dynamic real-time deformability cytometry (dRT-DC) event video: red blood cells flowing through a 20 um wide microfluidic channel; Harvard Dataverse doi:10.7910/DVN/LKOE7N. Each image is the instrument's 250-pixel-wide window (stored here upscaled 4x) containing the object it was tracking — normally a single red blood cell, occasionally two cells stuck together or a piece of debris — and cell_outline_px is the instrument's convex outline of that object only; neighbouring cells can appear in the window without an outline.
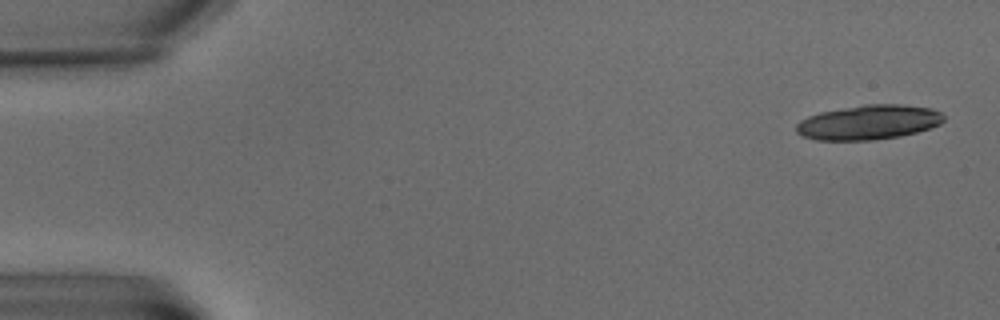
{"species": "common noctule bat (a hibernating species)", "species_latin": "Nyctalus noctula", "temperature_condition": "warm", "stored_images_in_passage": 6, "camera_frame_rate_fps": 3000, "um_per_image_px": 0.085, "animal": {"sex": "male", "body_mass_g": 15.6}, "frame": {"image": 1, "passage_image": 1, "time_ms": 0.0, "image_size_px": [1000, 320], "cell_outline_px": [[944, 120], [940, 124], [916, 132], [900, 136], [872, 140], [816, 140], [804, 136], [796, 132], [796, 124], [800, 120], [808, 116], [820, 112], [864, 104], [904, 104], [932, 108], [940, 112], [944, 116]], "centroid_in_image_um": [73.83, 10.39], "position_along_channel_um": 11.2, "area_um2": 29.77}}